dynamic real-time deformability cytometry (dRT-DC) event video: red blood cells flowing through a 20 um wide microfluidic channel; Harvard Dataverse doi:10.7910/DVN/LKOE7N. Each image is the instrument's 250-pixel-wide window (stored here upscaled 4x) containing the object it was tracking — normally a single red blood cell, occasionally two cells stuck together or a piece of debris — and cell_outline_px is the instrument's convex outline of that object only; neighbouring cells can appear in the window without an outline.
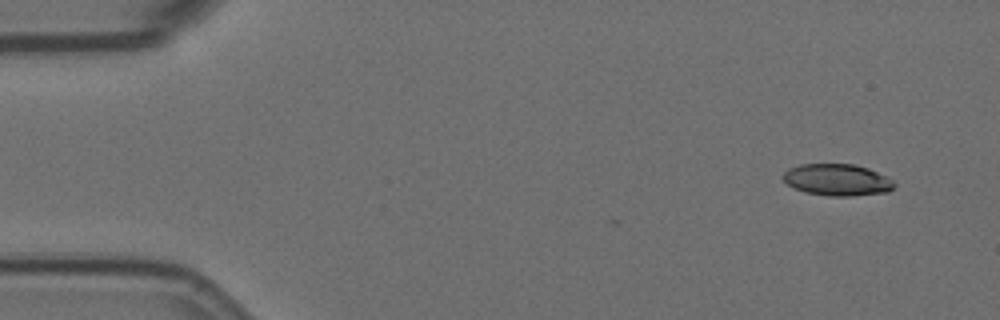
{"species": "Egyptian fruit bat (a non-hibernating species)", "species_latin": "Rousettus aegyptiacus", "temperature_condition": "room temperature", "stored_images_in_passage": 3, "camera_frame_rate_fps": 3000, "um_per_image_px": 0.085, "animal": {"sex": "female"}, "frame": {"image": 1, "passage_image": 1, "time_ms": 0.0, "image_size_px": [1000, 320], "cell_outline_px": [[896, 184], [888, 192], [852, 196], [828, 196], [804, 192], [788, 184], [780, 176], [788, 168], [800, 164], [852, 164], [868, 168], [892, 180]], "centroid_in_image_um": [71.13, 15.29], "position_along_channel_um": 13.9, "area_um2": 20.52}}